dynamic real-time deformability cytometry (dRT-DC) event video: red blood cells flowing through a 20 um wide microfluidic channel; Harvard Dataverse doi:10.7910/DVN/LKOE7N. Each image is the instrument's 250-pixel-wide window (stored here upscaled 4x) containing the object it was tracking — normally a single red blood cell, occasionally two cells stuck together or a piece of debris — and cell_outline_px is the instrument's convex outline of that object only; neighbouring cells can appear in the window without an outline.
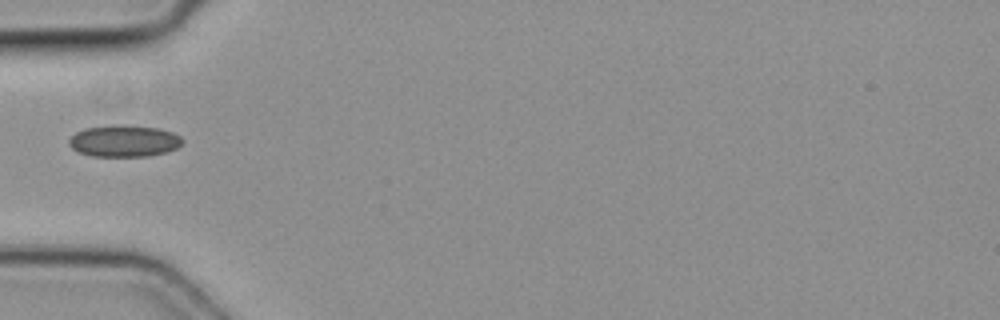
{"species": "common noctule bat (a hibernating species)", "species_latin": "Nyctalus noctula", "temperature_condition": "cold", "stored_images_in_passage": 1, "camera_frame_rate_fps": 3000, "um_per_image_px": 0.085, "animal": {"sex": "female", "body_mass_g": 19.3, "forearm_length_mm": 54.1}, "frame": {"image": 1, "passage_image": 1, "time_ms": 0.0, "image_size_px": [1000, 320], "cell_outline_px": [[184, 140], [176, 148], [164, 152], [148, 156], [92, 156], [80, 152], [72, 148], [68, 144], [68, 140], [76, 132], [84, 128], [156, 128], [172, 132], [180, 136]], "centroid_in_image_um": [10.54, 12.04], "position_along_channel_um": 74.5, "area_um2": 19.77}}